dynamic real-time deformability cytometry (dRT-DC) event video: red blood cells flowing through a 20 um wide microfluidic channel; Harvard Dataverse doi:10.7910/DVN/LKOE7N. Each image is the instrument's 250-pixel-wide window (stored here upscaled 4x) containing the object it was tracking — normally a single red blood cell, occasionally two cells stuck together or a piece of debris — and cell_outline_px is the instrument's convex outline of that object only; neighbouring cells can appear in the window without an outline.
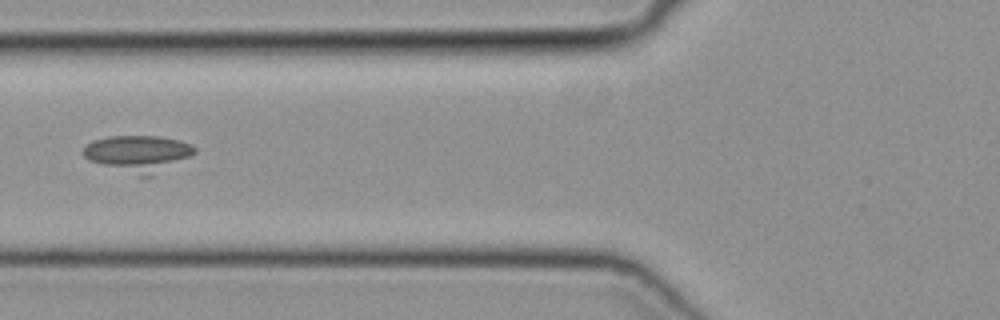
{"species": "common noctule bat (a hibernating species)", "species_latin": "Nyctalus noctula", "temperature_condition": "cold", "stored_images_in_passage": 26, "camera_frame_rate_fps": 3000, "um_per_image_px": 0.085, "animal": {"sex": "female", "body_mass_g": 19.3, "forearm_length_mm": 54.1}, "frame": {"image": 1, "passage_image": 19, "time_ms": 6.0, "image_size_px": [1000, 320], "cell_outline_px": [[196, 152], [192, 156], [152, 176], [140, 176], [88, 160], [84, 156], [84, 148], [92, 140], [108, 136], [160, 136], [180, 140], [192, 144], [196, 148]], "centroid_in_image_um": [11.79, 13.03], "position_along_channel_um": 114.0, "area_um2": 23.52}}